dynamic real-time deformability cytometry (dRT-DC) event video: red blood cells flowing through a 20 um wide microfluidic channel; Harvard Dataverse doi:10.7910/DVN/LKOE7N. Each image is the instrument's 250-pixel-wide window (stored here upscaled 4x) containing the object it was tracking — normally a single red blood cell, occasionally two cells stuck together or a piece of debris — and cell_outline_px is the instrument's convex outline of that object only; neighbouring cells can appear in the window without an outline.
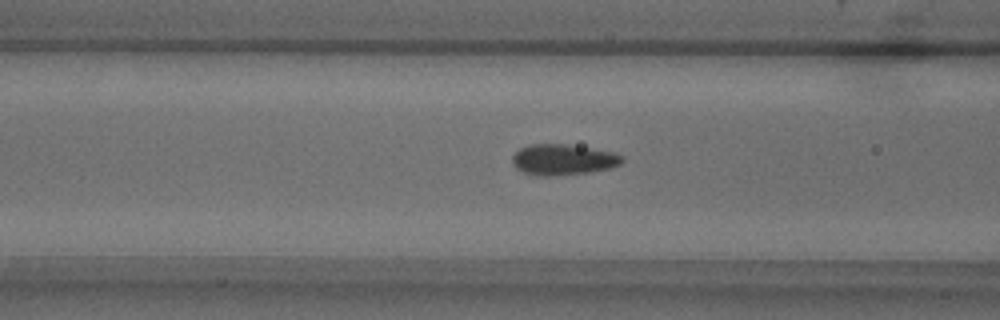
{"species": "common noctule bat (a hibernating species)", "species_latin": "Nyctalus noctula", "temperature_condition": "warm", "stored_images_in_passage": 52, "camera_frame_rate_fps": 3000, "um_per_image_px": 0.085, "animal": {"sex": "male", "body_mass_g": 18.8}, "frame": {"image": 1, "passage_image": 20, "time_ms": 6.333, "image_size_px": [1000, 320], "cell_outline_px": [[624, 160], [620, 164], [608, 168], [588, 172], [552, 176], [540, 176], [524, 172], [516, 168], [512, 164], [512, 156], [520, 148], [528, 144], [564, 144], [612, 152], [624, 156]], "centroid_in_image_um": [47.82, 13.57], "position_along_channel_um": 118.8, "area_um2": 19.54}}
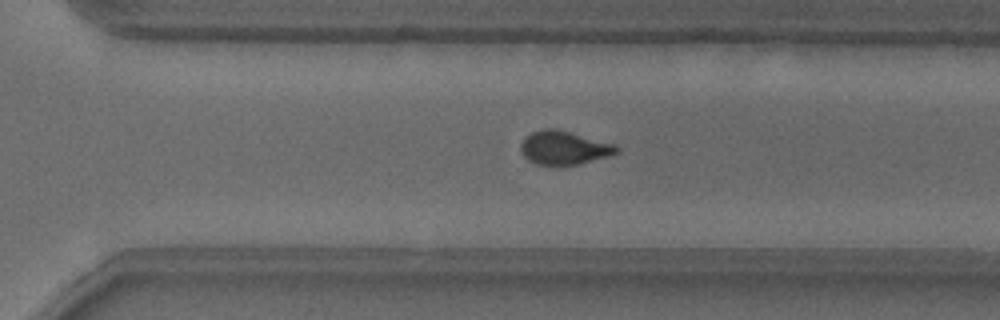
{"frame": {"image": 2, "passage_image": 36, "time_ms": 11.667, "image_size_px": [1000, 320], "cell_outline_px": [[620, 152], [608, 156], [580, 164], [536, 164], [528, 160], [524, 156], [520, 148], [520, 144], [532, 132], [544, 128], [556, 128], [616, 144], [620, 148]], "centroid_in_image_um": [47.98, 12.55], "position_along_channel_um": 322.6, "area_um2": 18.67}}
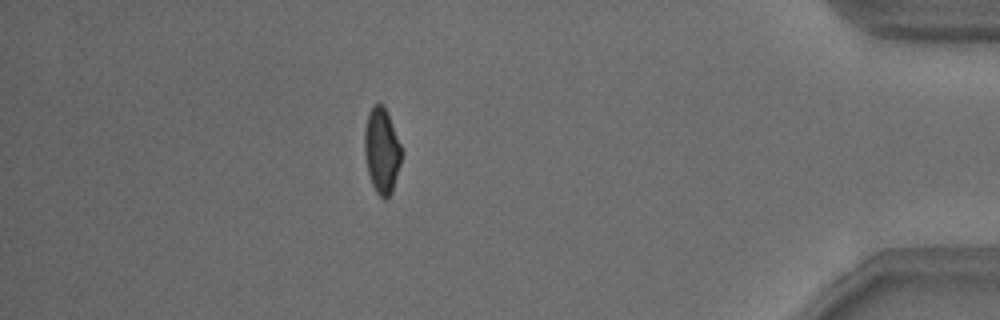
{"frame": {"image": 3, "passage_image": 46, "time_ms": 15.0, "image_size_px": [1000, 320], "cell_outline_px": [[400, 164], [392, 192], [384, 200], [376, 192], [372, 184], [368, 172], [364, 152], [364, 132], [368, 112], [376, 104], [384, 104], [388, 112], [400, 144]], "centroid_in_image_um": [32.43, 12.79], "position_along_channel_um": 402.8, "area_um2": 18.21}, "authors_computed_cell_mechanics": {"area_um2": 18.9873, "velocity_mm_per_s": 3.8259, "shape_relaxation_time_tau1_ms": 4.5349, "shape_relaxation_time_tau2_ms": null, "deformation_change_tau1": 0.1255, "deformation_change_tau2": null}}